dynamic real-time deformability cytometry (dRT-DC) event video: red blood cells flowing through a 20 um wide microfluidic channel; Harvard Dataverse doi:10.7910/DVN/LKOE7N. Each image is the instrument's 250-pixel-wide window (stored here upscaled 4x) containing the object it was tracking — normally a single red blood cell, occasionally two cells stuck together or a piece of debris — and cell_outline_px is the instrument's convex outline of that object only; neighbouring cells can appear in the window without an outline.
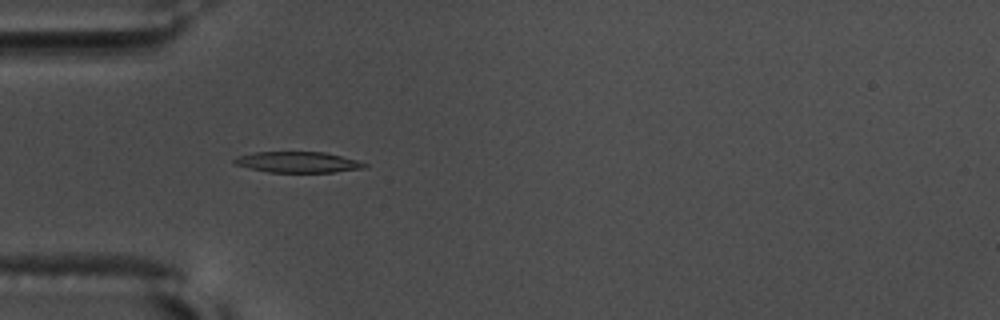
{"species": "common noctule bat (a hibernating species)", "species_latin": "Nyctalus noctula", "temperature_condition": "warm", "stored_images_in_passage": 51, "camera_frame_rate_fps": 3000, "um_per_image_px": 0.085, "animal": {"sex": "male", "body_mass_g": 17.5, "forearm_length_mm": 52.3}, "frame": {"image": 1, "passage_image": 12, "time_ms": 3.667, "image_size_px": [1000, 320], "cell_outline_px": [[368, 164], [364, 168], [332, 172], [268, 172], [236, 164], [232, 160], [236, 156], [256, 152], [324, 152], [356, 160]], "centroid_in_image_um": [25.3, 13.78], "position_along_channel_um": 59.7, "area_um2": 15.55}}
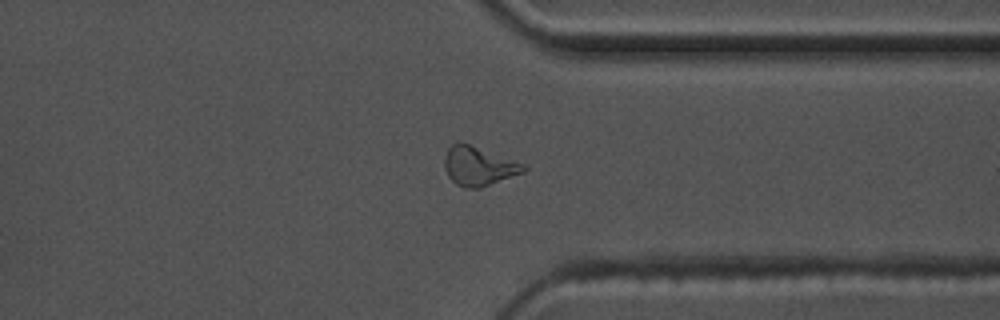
{"frame": {"image": 2, "passage_image": 38, "time_ms": 12.333, "image_size_px": [1000, 320], "cell_outline_px": [[528, 168], [524, 172], [480, 188], [464, 188], [456, 184], [448, 176], [444, 164], [444, 160], [448, 148], [452, 144], [468, 144], [524, 164]], "centroid_in_image_um": [40.68, 14.15], "position_along_channel_um": 370.7, "area_um2": 17.51}}
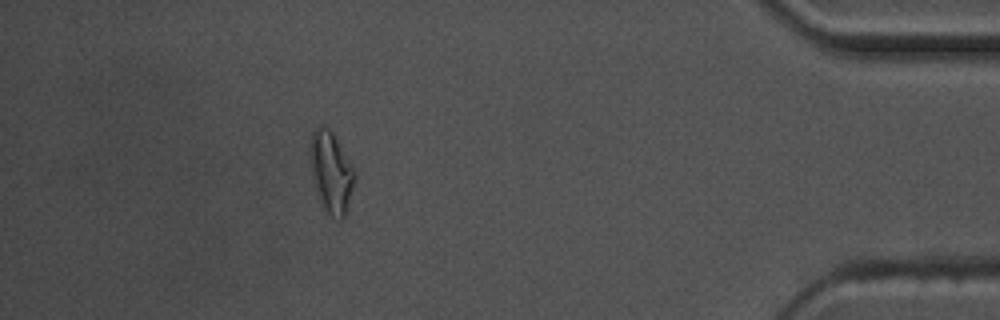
{"frame": {"image": 3, "passage_image": 45, "time_ms": 14.667, "image_size_px": [1000, 320], "cell_outline_px": [[356, 176], [344, 216], [340, 220], [332, 216], [320, 204], [316, 196], [312, 180], [308, 160], [308, 144], [312, 132], [316, 124], [320, 124], [328, 128], [332, 132], [352, 164], [356, 172]], "centroid_in_image_um": [28.08, 14.58], "position_along_channel_um": 407.1, "area_um2": 21.68}, "authors_computed_cell_mechanics": {"area_um2": 16.3574, "velocity_mm_per_s": 3.6437, "shape_relaxation_time_tau1_ms": null, "shape_relaxation_time_tau2_ms": 8.1123, "deformation_change_tau1": null, "deformation_change_tau2": 0.1668}}